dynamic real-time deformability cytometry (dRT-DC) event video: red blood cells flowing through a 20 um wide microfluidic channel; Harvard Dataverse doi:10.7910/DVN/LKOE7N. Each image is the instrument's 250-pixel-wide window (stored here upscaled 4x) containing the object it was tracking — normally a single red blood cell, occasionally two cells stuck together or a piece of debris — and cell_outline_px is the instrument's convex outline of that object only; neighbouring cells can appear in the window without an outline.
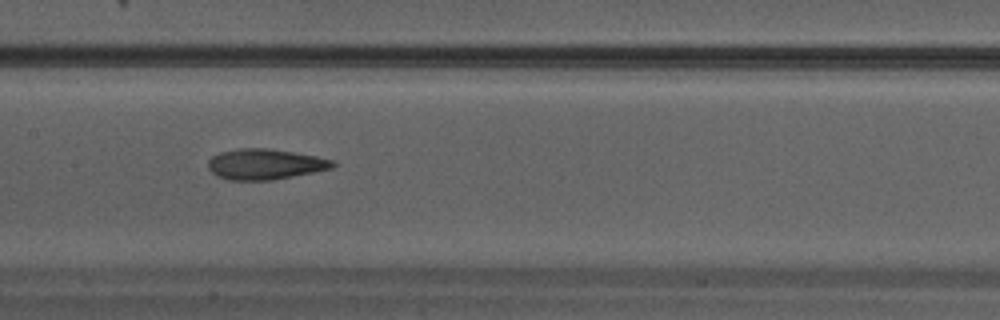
{"species": "Egyptian fruit bat (a non-hibernating species)", "species_latin": "Rousettus aegyptiacus", "temperature_condition": "warm", "stored_images_in_passage": 18, "camera_frame_rate_fps": 3000, "um_per_image_px": 0.085, "animal": {"sex": "male"}, "frame": {"image": 1, "passage_image": 8, "time_ms": 2.333, "image_size_px": [1000, 320], "cell_outline_px": [[336, 164], [332, 168], [272, 180], [228, 180], [216, 176], [208, 168], [208, 160], [212, 156], [220, 152], [236, 148], [272, 148], [316, 156], [332, 160]], "centroid_in_image_um": [22.48, 13.95], "position_along_channel_um": 184.9, "area_um2": 22.25}}